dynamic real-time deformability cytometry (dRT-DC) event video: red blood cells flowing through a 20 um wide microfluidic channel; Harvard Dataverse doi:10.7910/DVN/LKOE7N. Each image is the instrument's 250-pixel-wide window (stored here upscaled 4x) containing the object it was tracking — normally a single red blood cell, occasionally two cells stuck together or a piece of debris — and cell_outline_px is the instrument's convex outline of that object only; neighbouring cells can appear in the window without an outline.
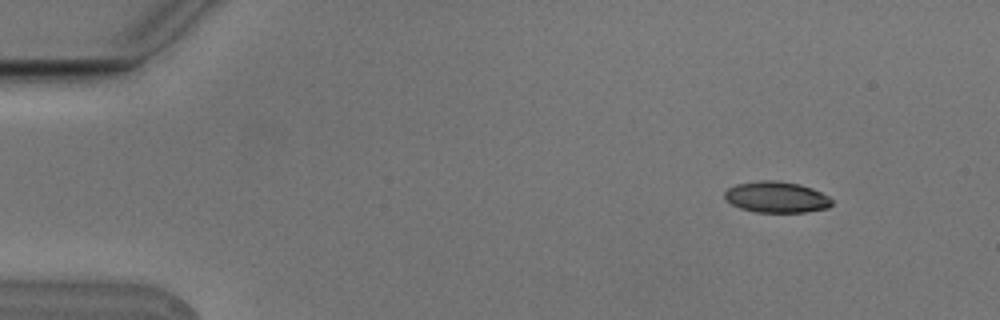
{"species": "Egyptian fruit bat (a non-hibernating species)", "species_latin": "Rousettus aegyptiacus", "temperature_condition": "cold", "stored_images_in_passage": 5, "camera_frame_rate_fps": 3000, "um_per_image_px": 0.085, "animal": {"sex": "male"}, "frame": {"image": 1, "passage_image": 2, "time_ms": 0.333, "image_size_px": [1000, 320], "cell_outline_px": [[832, 204], [828, 208], [804, 212], [756, 212], [740, 208], [724, 200], [724, 192], [728, 188], [736, 184], [760, 180], [776, 180], [800, 184], [812, 188], [828, 196], [832, 200]], "centroid_in_image_um": [65.97, 16.75], "position_along_channel_um": 19.0, "area_um2": 19.54}}
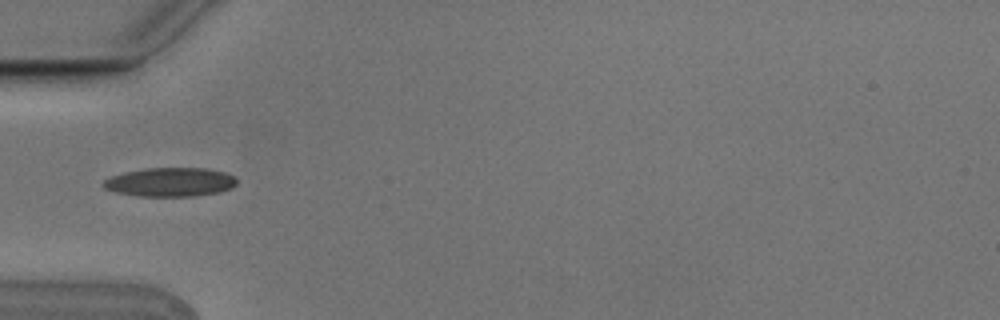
{"frame": {"image": 2, "passage_image": 5, "time_ms": 1.333, "image_size_px": [1000, 320], "cell_outline_px": [[236, 184], [232, 188], [220, 192], [196, 196], [136, 196], [116, 192], [104, 188], [100, 184], [104, 180], [112, 176], [124, 172], [144, 168], [204, 168], [224, 172], [236, 176]], "centroid_in_image_um": [14.47, 15.48], "position_along_channel_um": 70.5, "area_um2": 22.66}}